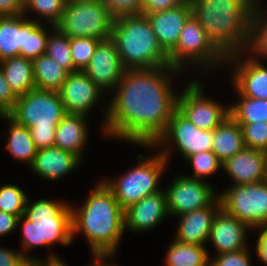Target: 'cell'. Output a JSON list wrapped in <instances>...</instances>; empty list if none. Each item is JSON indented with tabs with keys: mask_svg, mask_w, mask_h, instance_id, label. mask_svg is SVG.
I'll use <instances>...</instances> for the list:
<instances>
[{
	"mask_svg": "<svg viewBox=\"0 0 267 266\" xmlns=\"http://www.w3.org/2000/svg\"><path fill=\"white\" fill-rule=\"evenodd\" d=\"M179 72L171 66L125 69L104 116L105 136L153 145L177 109L178 94L170 83Z\"/></svg>",
	"mask_w": 267,
	"mask_h": 266,
	"instance_id": "6da1fadb",
	"label": "cell"
},
{
	"mask_svg": "<svg viewBox=\"0 0 267 266\" xmlns=\"http://www.w3.org/2000/svg\"><path fill=\"white\" fill-rule=\"evenodd\" d=\"M85 204L72 211V236L84 234L92 256H113L122 239L124 210L103 181L91 190Z\"/></svg>",
	"mask_w": 267,
	"mask_h": 266,
	"instance_id": "7a4b0ae2",
	"label": "cell"
},
{
	"mask_svg": "<svg viewBox=\"0 0 267 266\" xmlns=\"http://www.w3.org/2000/svg\"><path fill=\"white\" fill-rule=\"evenodd\" d=\"M189 1L192 14L226 57L246 50L251 17L259 0Z\"/></svg>",
	"mask_w": 267,
	"mask_h": 266,
	"instance_id": "3957f363",
	"label": "cell"
},
{
	"mask_svg": "<svg viewBox=\"0 0 267 266\" xmlns=\"http://www.w3.org/2000/svg\"><path fill=\"white\" fill-rule=\"evenodd\" d=\"M110 39L125 69L170 66L168 54L159 45L146 15L114 18Z\"/></svg>",
	"mask_w": 267,
	"mask_h": 266,
	"instance_id": "277c9868",
	"label": "cell"
},
{
	"mask_svg": "<svg viewBox=\"0 0 267 266\" xmlns=\"http://www.w3.org/2000/svg\"><path fill=\"white\" fill-rule=\"evenodd\" d=\"M138 164L115 179H104V184L112 191L123 210L139 202L142 198L160 191L158 186L168 161L157 151L146 158L139 154Z\"/></svg>",
	"mask_w": 267,
	"mask_h": 266,
	"instance_id": "5b68a950",
	"label": "cell"
},
{
	"mask_svg": "<svg viewBox=\"0 0 267 266\" xmlns=\"http://www.w3.org/2000/svg\"><path fill=\"white\" fill-rule=\"evenodd\" d=\"M170 66L183 71V66L211 67L226 63V56L209 39L199 21L192 14L184 24L176 46L168 53ZM186 64V65H185ZM216 65V66H215Z\"/></svg>",
	"mask_w": 267,
	"mask_h": 266,
	"instance_id": "8992f818",
	"label": "cell"
},
{
	"mask_svg": "<svg viewBox=\"0 0 267 266\" xmlns=\"http://www.w3.org/2000/svg\"><path fill=\"white\" fill-rule=\"evenodd\" d=\"M114 17L101 1L82 4L66 3L56 27L69 38L92 37L110 39Z\"/></svg>",
	"mask_w": 267,
	"mask_h": 266,
	"instance_id": "52a82bcc",
	"label": "cell"
},
{
	"mask_svg": "<svg viewBox=\"0 0 267 266\" xmlns=\"http://www.w3.org/2000/svg\"><path fill=\"white\" fill-rule=\"evenodd\" d=\"M24 215L39 224L41 247L55 243L68 246L73 242L71 204L48 199L33 203L27 198Z\"/></svg>",
	"mask_w": 267,
	"mask_h": 266,
	"instance_id": "ba28073f",
	"label": "cell"
},
{
	"mask_svg": "<svg viewBox=\"0 0 267 266\" xmlns=\"http://www.w3.org/2000/svg\"><path fill=\"white\" fill-rule=\"evenodd\" d=\"M7 115L28 128H56L66 111L59 92L35 88L18 96Z\"/></svg>",
	"mask_w": 267,
	"mask_h": 266,
	"instance_id": "9c48e42d",
	"label": "cell"
},
{
	"mask_svg": "<svg viewBox=\"0 0 267 266\" xmlns=\"http://www.w3.org/2000/svg\"><path fill=\"white\" fill-rule=\"evenodd\" d=\"M221 208L251 229L267 227V181L233 185L219 194Z\"/></svg>",
	"mask_w": 267,
	"mask_h": 266,
	"instance_id": "30bf717a",
	"label": "cell"
},
{
	"mask_svg": "<svg viewBox=\"0 0 267 266\" xmlns=\"http://www.w3.org/2000/svg\"><path fill=\"white\" fill-rule=\"evenodd\" d=\"M173 144L185 160L193 154L212 150L213 130L199 129L176 109L168 122L166 131L153 145H147V148L162 147L161 150L164 148L159 152L169 163Z\"/></svg>",
	"mask_w": 267,
	"mask_h": 266,
	"instance_id": "8fae6325",
	"label": "cell"
},
{
	"mask_svg": "<svg viewBox=\"0 0 267 266\" xmlns=\"http://www.w3.org/2000/svg\"><path fill=\"white\" fill-rule=\"evenodd\" d=\"M177 96V110L201 130H214L230 116V107L205 98L203 85L194 80Z\"/></svg>",
	"mask_w": 267,
	"mask_h": 266,
	"instance_id": "7c38bea8",
	"label": "cell"
},
{
	"mask_svg": "<svg viewBox=\"0 0 267 266\" xmlns=\"http://www.w3.org/2000/svg\"><path fill=\"white\" fill-rule=\"evenodd\" d=\"M165 190L169 215L181 216L209 206L218 198L213 185L191 175L175 177Z\"/></svg>",
	"mask_w": 267,
	"mask_h": 266,
	"instance_id": "4fadbf2b",
	"label": "cell"
},
{
	"mask_svg": "<svg viewBox=\"0 0 267 266\" xmlns=\"http://www.w3.org/2000/svg\"><path fill=\"white\" fill-rule=\"evenodd\" d=\"M124 71L116 45L111 39L99 42L89 64L83 69L102 91H114Z\"/></svg>",
	"mask_w": 267,
	"mask_h": 266,
	"instance_id": "5bb4252c",
	"label": "cell"
},
{
	"mask_svg": "<svg viewBox=\"0 0 267 266\" xmlns=\"http://www.w3.org/2000/svg\"><path fill=\"white\" fill-rule=\"evenodd\" d=\"M244 53L226 57V62L235 68L232 76L234 89L242 96L267 100V66L248 54V58L243 59Z\"/></svg>",
	"mask_w": 267,
	"mask_h": 266,
	"instance_id": "9a60e30c",
	"label": "cell"
},
{
	"mask_svg": "<svg viewBox=\"0 0 267 266\" xmlns=\"http://www.w3.org/2000/svg\"><path fill=\"white\" fill-rule=\"evenodd\" d=\"M59 94L66 114L88 116L89 110L101 100L103 91L83 70H78L68 74Z\"/></svg>",
	"mask_w": 267,
	"mask_h": 266,
	"instance_id": "2e32d148",
	"label": "cell"
},
{
	"mask_svg": "<svg viewBox=\"0 0 267 266\" xmlns=\"http://www.w3.org/2000/svg\"><path fill=\"white\" fill-rule=\"evenodd\" d=\"M167 216H170L167 197L161 189L124 210V230L127 228L132 232H145L144 230L156 227Z\"/></svg>",
	"mask_w": 267,
	"mask_h": 266,
	"instance_id": "e0dca14e",
	"label": "cell"
},
{
	"mask_svg": "<svg viewBox=\"0 0 267 266\" xmlns=\"http://www.w3.org/2000/svg\"><path fill=\"white\" fill-rule=\"evenodd\" d=\"M144 15L150 21L159 45L168 54L176 46L185 22L192 15V6L189 0H184L174 8Z\"/></svg>",
	"mask_w": 267,
	"mask_h": 266,
	"instance_id": "ac0fdd59",
	"label": "cell"
},
{
	"mask_svg": "<svg viewBox=\"0 0 267 266\" xmlns=\"http://www.w3.org/2000/svg\"><path fill=\"white\" fill-rule=\"evenodd\" d=\"M221 168L234 180L233 185L262 182L267 176V152L244 148L223 162Z\"/></svg>",
	"mask_w": 267,
	"mask_h": 266,
	"instance_id": "d6986e66",
	"label": "cell"
},
{
	"mask_svg": "<svg viewBox=\"0 0 267 266\" xmlns=\"http://www.w3.org/2000/svg\"><path fill=\"white\" fill-rule=\"evenodd\" d=\"M251 228L222 208L214 217L209 240L218 254L236 252L246 249V237Z\"/></svg>",
	"mask_w": 267,
	"mask_h": 266,
	"instance_id": "ffe728a7",
	"label": "cell"
},
{
	"mask_svg": "<svg viewBox=\"0 0 267 266\" xmlns=\"http://www.w3.org/2000/svg\"><path fill=\"white\" fill-rule=\"evenodd\" d=\"M221 209L219 197L209 206L183 214L180 217L175 240L184 244L202 245L208 243L215 215Z\"/></svg>",
	"mask_w": 267,
	"mask_h": 266,
	"instance_id": "44dd1931",
	"label": "cell"
},
{
	"mask_svg": "<svg viewBox=\"0 0 267 266\" xmlns=\"http://www.w3.org/2000/svg\"><path fill=\"white\" fill-rule=\"evenodd\" d=\"M80 161L75 154L53 146L38 149L30 169L46 180L56 181L76 169Z\"/></svg>",
	"mask_w": 267,
	"mask_h": 266,
	"instance_id": "7402d4cb",
	"label": "cell"
},
{
	"mask_svg": "<svg viewBox=\"0 0 267 266\" xmlns=\"http://www.w3.org/2000/svg\"><path fill=\"white\" fill-rule=\"evenodd\" d=\"M87 117L82 114H66L56 126L54 146L71 152L81 159L82 151L88 141Z\"/></svg>",
	"mask_w": 267,
	"mask_h": 266,
	"instance_id": "603a6c76",
	"label": "cell"
},
{
	"mask_svg": "<svg viewBox=\"0 0 267 266\" xmlns=\"http://www.w3.org/2000/svg\"><path fill=\"white\" fill-rule=\"evenodd\" d=\"M24 14L0 17V61L27 50L28 18Z\"/></svg>",
	"mask_w": 267,
	"mask_h": 266,
	"instance_id": "cb8c5ba5",
	"label": "cell"
},
{
	"mask_svg": "<svg viewBox=\"0 0 267 266\" xmlns=\"http://www.w3.org/2000/svg\"><path fill=\"white\" fill-rule=\"evenodd\" d=\"M244 148L241 126L231 116L213 130L212 152L221 163Z\"/></svg>",
	"mask_w": 267,
	"mask_h": 266,
	"instance_id": "d4e9b609",
	"label": "cell"
},
{
	"mask_svg": "<svg viewBox=\"0 0 267 266\" xmlns=\"http://www.w3.org/2000/svg\"><path fill=\"white\" fill-rule=\"evenodd\" d=\"M0 64L4 78L17 96L26 94L36 88L31 59L16 56L0 61Z\"/></svg>",
	"mask_w": 267,
	"mask_h": 266,
	"instance_id": "484cf974",
	"label": "cell"
},
{
	"mask_svg": "<svg viewBox=\"0 0 267 266\" xmlns=\"http://www.w3.org/2000/svg\"><path fill=\"white\" fill-rule=\"evenodd\" d=\"M9 122L8 141L5 149L10 155L20 162H25L30 167L37 153V148L32 140L30 129L16 123L8 115H0Z\"/></svg>",
	"mask_w": 267,
	"mask_h": 266,
	"instance_id": "4316f807",
	"label": "cell"
},
{
	"mask_svg": "<svg viewBox=\"0 0 267 266\" xmlns=\"http://www.w3.org/2000/svg\"><path fill=\"white\" fill-rule=\"evenodd\" d=\"M32 63L35 87L59 92L69 72L46 54L33 59Z\"/></svg>",
	"mask_w": 267,
	"mask_h": 266,
	"instance_id": "83f0119b",
	"label": "cell"
},
{
	"mask_svg": "<svg viewBox=\"0 0 267 266\" xmlns=\"http://www.w3.org/2000/svg\"><path fill=\"white\" fill-rule=\"evenodd\" d=\"M166 254V266H209L210 255L202 245L174 240Z\"/></svg>",
	"mask_w": 267,
	"mask_h": 266,
	"instance_id": "f1b7e54d",
	"label": "cell"
},
{
	"mask_svg": "<svg viewBox=\"0 0 267 266\" xmlns=\"http://www.w3.org/2000/svg\"><path fill=\"white\" fill-rule=\"evenodd\" d=\"M260 3L261 1L259 0L251 17L249 41L246 48V52L249 50V55L258 61L259 55L267 58V14L262 10Z\"/></svg>",
	"mask_w": 267,
	"mask_h": 266,
	"instance_id": "f546056e",
	"label": "cell"
},
{
	"mask_svg": "<svg viewBox=\"0 0 267 266\" xmlns=\"http://www.w3.org/2000/svg\"><path fill=\"white\" fill-rule=\"evenodd\" d=\"M240 102L230 106V116L237 123L267 122V100L242 96L237 91Z\"/></svg>",
	"mask_w": 267,
	"mask_h": 266,
	"instance_id": "4dcf8cb0",
	"label": "cell"
},
{
	"mask_svg": "<svg viewBox=\"0 0 267 266\" xmlns=\"http://www.w3.org/2000/svg\"><path fill=\"white\" fill-rule=\"evenodd\" d=\"M50 34L48 35V41L45 54L55 60L61 67L67 70L69 73L78 71L72 61L70 38L60 31L56 26L51 25Z\"/></svg>",
	"mask_w": 267,
	"mask_h": 266,
	"instance_id": "1f68e13d",
	"label": "cell"
},
{
	"mask_svg": "<svg viewBox=\"0 0 267 266\" xmlns=\"http://www.w3.org/2000/svg\"><path fill=\"white\" fill-rule=\"evenodd\" d=\"M40 21L28 19L27 50H20V56L33 60L45 54L50 31L47 32Z\"/></svg>",
	"mask_w": 267,
	"mask_h": 266,
	"instance_id": "d6a6232c",
	"label": "cell"
},
{
	"mask_svg": "<svg viewBox=\"0 0 267 266\" xmlns=\"http://www.w3.org/2000/svg\"><path fill=\"white\" fill-rule=\"evenodd\" d=\"M27 198L17 185L4 184L0 187V210L19 218L24 215Z\"/></svg>",
	"mask_w": 267,
	"mask_h": 266,
	"instance_id": "836d02e7",
	"label": "cell"
},
{
	"mask_svg": "<svg viewBox=\"0 0 267 266\" xmlns=\"http://www.w3.org/2000/svg\"><path fill=\"white\" fill-rule=\"evenodd\" d=\"M65 6V0H24L23 14L27 16V11H33L46 19L50 25L56 26L61 20Z\"/></svg>",
	"mask_w": 267,
	"mask_h": 266,
	"instance_id": "e575fe53",
	"label": "cell"
},
{
	"mask_svg": "<svg viewBox=\"0 0 267 266\" xmlns=\"http://www.w3.org/2000/svg\"><path fill=\"white\" fill-rule=\"evenodd\" d=\"M100 41L92 37L70 38L71 57L77 70H83L89 64Z\"/></svg>",
	"mask_w": 267,
	"mask_h": 266,
	"instance_id": "d590c367",
	"label": "cell"
},
{
	"mask_svg": "<svg viewBox=\"0 0 267 266\" xmlns=\"http://www.w3.org/2000/svg\"><path fill=\"white\" fill-rule=\"evenodd\" d=\"M186 161L189 162L194 169L193 178L200 180H203L206 176L215 174L218 169H222L220 168L222 167V163L212 150L193 154L189 156Z\"/></svg>",
	"mask_w": 267,
	"mask_h": 266,
	"instance_id": "8d00e7d4",
	"label": "cell"
},
{
	"mask_svg": "<svg viewBox=\"0 0 267 266\" xmlns=\"http://www.w3.org/2000/svg\"><path fill=\"white\" fill-rule=\"evenodd\" d=\"M238 124L241 126L245 148L267 152V122Z\"/></svg>",
	"mask_w": 267,
	"mask_h": 266,
	"instance_id": "74e56055",
	"label": "cell"
},
{
	"mask_svg": "<svg viewBox=\"0 0 267 266\" xmlns=\"http://www.w3.org/2000/svg\"><path fill=\"white\" fill-rule=\"evenodd\" d=\"M57 255L50 254L46 259H38L28 254H23L19 251L9 250L7 248L0 247V266H30L35 262H61Z\"/></svg>",
	"mask_w": 267,
	"mask_h": 266,
	"instance_id": "f35d334b",
	"label": "cell"
},
{
	"mask_svg": "<svg viewBox=\"0 0 267 266\" xmlns=\"http://www.w3.org/2000/svg\"><path fill=\"white\" fill-rule=\"evenodd\" d=\"M249 249L222 253L209 258V266H251Z\"/></svg>",
	"mask_w": 267,
	"mask_h": 266,
	"instance_id": "ab89813d",
	"label": "cell"
},
{
	"mask_svg": "<svg viewBox=\"0 0 267 266\" xmlns=\"http://www.w3.org/2000/svg\"><path fill=\"white\" fill-rule=\"evenodd\" d=\"M20 222L22 223L21 247L24 250L41 247L39 224L30 221L25 215L18 218L17 224H20Z\"/></svg>",
	"mask_w": 267,
	"mask_h": 266,
	"instance_id": "60d3db41",
	"label": "cell"
},
{
	"mask_svg": "<svg viewBox=\"0 0 267 266\" xmlns=\"http://www.w3.org/2000/svg\"><path fill=\"white\" fill-rule=\"evenodd\" d=\"M116 18L125 15H139L142 13L141 0H101Z\"/></svg>",
	"mask_w": 267,
	"mask_h": 266,
	"instance_id": "b9f144b4",
	"label": "cell"
},
{
	"mask_svg": "<svg viewBox=\"0 0 267 266\" xmlns=\"http://www.w3.org/2000/svg\"><path fill=\"white\" fill-rule=\"evenodd\" d=\"M17 98L18 96L4 78L3 69L0 64V115H7L14 108Z\"/></svg>",
	"mask_w": 267,
	"mask_h": 266,
	"instance_id": "7bdbcfd3",
	"label": "cell"
},
{
	"mask_svg": "<svg viewBox=\"0 0 267 266\" xmlns=\"http://www.w3.org/2000/svg\"><path fill=\"white\" fill-rule=\"evenodd\" d=\"M37 149L53 147L56 128H29Z\"/></svg>",
	"mask_w": 267,
	"mask_h": 266,
	"instance_id": "ee69618b",
	"label": "cell"
},
{
	"mask_svg": "<svg viewBox=\"0 0 267 266\" xmlns=\"http://www.w3.org/2000/svg\"><path fill=\"white\" fill-rule=\"evenodd\" d=\"M184 0H141V14L168 10L180 5Z\"/></svg>",
	"mask_w": 267,
	"mask_h": 266,
	"instance_id": "f6af8a7d",
	"label": "cell"
},
{
	"mask_svg": "<svg viewBox=\"0 0 267 266\" xmlns=\"http://www.w3.org/2000/svg\"><path fill=\"white\" fill-rule=\"evenodd\" d=\"M24 13V0H0V17L18 16Z\"/></svg>",
	"mask_w": 267,
	"mask_h": 266,
	"instance_id": "bcb514c9",
	"label": "cell"
},
{
	"mask_svg": "<svg viewBox=\"0 0 267 266\" xmlns=\"http://www.w3.org/2000/svg\"><path fill=\"white\" fill-rule=\"evenodd\" d=\"M18 217L0 210V237L7 235L17 228Z\"/></svg>",
	"mask_w": 267,
	"mask_h": 266,
	"instance_id": "7dc6e473",
	"label": "cell"
},
{
	"mask_svg": "<svg viewBox=\"0 0 267 266\" xmlns=\"http://www.w3.org/2000/svg\"><path fill=\"white\" fill-rule=\"evenodd\" d=\"M259 229L260 234L256 242V256L263 264L267 265V227L254 228Z\"/></svg>",
	"mask_w": 267,
	"mask_h": 266,
	"instance_id": "c3c4849f",
	"label": "cell"
},
{
	"mask_svg": "<svg viewBox=\"0 0 267 266\" xmlns=\"http://www.w3.org/2000/svg\"><path fill=\"white\" fill-rule=\"evenodd\" d=\"M95 258H94V262H93V264L91 263L90 265H88V266H118V265H116V264H108L107 262H105V260H107V258H110V257H112V256H94Z\"/></svg>",
	"mask_w": 267,
	"mask_h": 266,
	"instance_id": "681fc988",
	"label": "cell"
},
{
	"mask_svg": "<svg viewBox=\"0 0 267 266\" xmlns=\"http://www.w3.org/2000/svg\"><path fill=\"white\" fill-rule=\"evenodd\" d=\"M30 266H67L63 261L61 262H35L31 263Z\"/></svg>",
	"mask_w": 267,
	"mask_h": 266,
	"instance_id": "f907efd6",
	"label": "cell"
},
{
	"mask_svg": "<svg viewBox=\"0 0 267 266\" xmlns=\"http://www.w3.org/2000/svg\"><path fill=\"white\" fill-rule=\"evenodd\" d=\"M98 0H65L66 3L70 4H82V3H90V2H95Z\"/></svg>",
	"mask_w": 267,
	"mask_h": 266,
	"instance_id": "816d5d0a",
	"label": "cell"
}]
</instances>
